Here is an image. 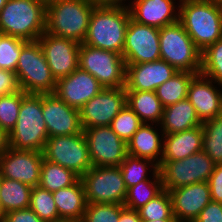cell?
<instances>
[{"mask_svg": "<svg viewBox=\"0 0 222 222\" xmlns=\"http://www.w3.org/2000/svg\"><path fill=\"white\" fill-rule=\"evenodd\" d=\"M43 152L9 147L0 156V176L30 187L39 185Z\"/></svg>", "mask_w": 222, "mask_h": 222, "instance_id": "obj_16", "label": "cell"}, {"mask_svg": "<svg viewBox=\"0 0 222 222\" xmlns=\"http://www.w3.org/2000/svg\"><path fill=\"white\" fill-rule=\"evenodd\" d=\"M29 208H31L45 222L60 219L52 192L39 185L33 187L31 190Z\"/></svg>", "mask_w": 222, "mask_h": 222, "instance_id": "obj_35", "label": "cell"}, {"mask_svg": "<svg viewBox=\"0 0 222 222\" xmlns=\"http://www.w3.org/2000/svg\"><path fill=\"white\" fill-rule=\"evenodd\" d=\"M200 73L222 87V38L202 51Z\"/></svg>", "mask_w": 222, "mask_h": 222, "instance_id": "obj_34", "label": "cell"}, {"mask_svg": "<svg viewBox=\"0 0 222 222\" xmlns=\"http://www.w3.org/2000/svg\"><path fill=\"white\" fill-rule=\"evenodd\" d=\"M103 88L93 75L78 67L70 75L57 80L54 94L68 106L80 110Z\"/></svg>", "mask_w": 222, "mask_h": 222, "instance_id": "obj_18", "label": "cell"}, {"mask_svg": "<svg viewBox=\"0 0 222 222\" xmlns=\"http://www.w3.org/2000/svg\"><path fill=\"white\" fill-rule=\"evenodd\" d=\"M141 218L138 211L126 208H122L120 213L119 222H140Z\"/></svg>", "mask_w": 222, "mask_h": 222, "instance_id": "obj_45", "label": "cell"}, {"mask_svg": "<svg viewBox=\"0 0 222 222\" xmlns=\"http://www.w3.org/2000/svg\"><path fill=\"white\" fill-rule=\"evenodd\" d=\"M168 192L177 222H194L211 201L208 182H197Z\"/></svg>", "mask_w": 222, "mask_h": 222, "instance_id": "obj_19", "label": "cell"}, {"mask_svg": "<svg viewBox=\"0 0 222 222\" xmlns=\"http://www.w3.org/2000/svg\"><path fill=\"white\" fill-rule=\"evenodd\" d=\"M3 220V211H2V206L0 202V222Z\"/></svg>", "mask_w": 222, "mask_h": 222, "instance_id": "obj_51", "label": "cell"}, {"mask_svg": "<svg viewBox=\"0 0 222 222\" xmlns=\"http://www.w3.org/2000/svg\"><path fill=\"white\" fill-rule=\"evenodd\" d=\"M94 6L127 7L130 0H88Z\"/></svg>", "mask_w": 222, "mask_h": 222, "instance_id": "obj_46", "label": "cell"}, {"mask_svg": "<svg viewBox=\"0 0 222 222\" xmlns=\"http://www.w3.org/2000/svg\"><path fill=\"white\" fill-rule=\"evenodd\" d=\"M95 7L88 0H49L45 32L83 43Z\"/></svg>", "mask_w": 222, "mask_h": 222, "instance_id": "obj_4", "label": "cell"}, {"mask_svg": "<svg viewBox=\"0 0 222 222\" xmlns=\"http://www.w3.org/2000/svg\"><path fill=\"white\" fill-rule=\"evenodd\" d=\"M48 138L42 114V94H27L22 91L18 119L9 132V147L43 152Z\"/></svg>", "mask_w": 222, "mask_h": 222, "instance_id": "obj_5", "label": "cell"}, {"mask_svg": "<svg viewBox=\"0 0 222 222\" xmlns=\"http://www.w3.org/2000/svg\"><path fill=\"white\" fill-rule=\"evenodd\" d=\"M159 43L162 60L177 71L200 74L202 51L194 44L179 21L159 29Z\"/></svg>", "mask_w": 222, "mask_h": 222, "instance_id": "obj_7", "label": "cell"}, {"mask_svg": "<svg viewBox=\"0 0 222 222\" xmlns=\"http://www.w3.org/2000/svg\"><path fill=\"white\" fill-rule=\"evenodd\" d=\"M8 0H0V11L2 10V8L5 6V4L7 3Z\"/></svg>", "mask_w": 222, "mask_h": 222, "instance_id": "obj_50", "label": "cell"}, {"mask_svg": "<svg viewBox=\"0 0 222 222\" xmlns=\"http://www.w3.org/2000/svg\"><path fill=\"white\" fill-rule=\"evenodd\" d=\"M46 3L44 0H8L0 11V30L25 41H37L46 30Z\"/></svg>", "mask_w": 222, "mask_h": 222, "instance_id": "obj_3", "label": "cell"}, {"mask_svg": "<svg viewBox=\"0 0 222 222\" xmlns=\"http://www.w3.org/2000/svg\"><path fill=\"white\" fill-rule=\"evenodd\" d=\"M9 148V134L0 127V156Z\"/></svg>", "mask_w": 222, "mask_h": 222, "instance_id": "obj_47", "label": "cell"}, {"mask_svg": "<svg viewBox=\"0 0 222 222\" xmlns=\"http://www.w3.org/2000/svg\"><path fill=\"white\" fill-rule=\"evenodd\" d=\"M216 164L202 150L177 161H163L159 165L164 190H172L197 182H208Z\"/></svg>", "mask_w": 222, "mask_h": 222, "instance_id": "obj_10", "label": "cell"}, {"mask_svg": "<svg viewBox=\"0 0 222 222\" xmlns=\"http://www.w3.org/2000/svg\"><path fill=\"white\" fill-rule=\"evenodd\" d=\"M126 105V88H103L80 109L83 128L110 126Z\"/></svg>", "mask_w": 222, "mask_h": 222, "instance_id": "obj_15", "label": "cell"}, {"mask_svg": "<svg viewBox=\"0 0 222 222\" xmlns=\"http://www.w3.org/2000/svg\"><path fill=\"white\" fill-rule=\"evenodd\" d=\"M126 104L143 123L160 124L164 107L155 92L126 90Z\"/></svg>", "mask_w": 222, "mask_h": 222, "instance_id": "obj_27", "label": "cell"}, {"mask_svg": "<svg viewBox=\"0 0 222 222\" xmlns=\"http://www.w3.org/2000/svg\"><path fill=\"white\" fill-rule=\"evenodd\" d=\"M140 222H177L176 219H162V220H145V219H141Z\"/></svg>", "mask_w": 222, "mask_h": 222, "instance_id": "obj_48", "label": "cell"}, {"mask_svg": "<svg viewBox=\"0 0 222 222\" xmlns=\"http://www.w3.org/2000/svg\"><path fill=\"white\" fill-rule=\"evenodd\" d=\"M187 99L202 123L222 115V87L201 73L191 79Z\"/></svg>", "mask_w": 222, "mask_h": 222, "instance_id": "obj_20", "label": "cell"}, {"mask_svg": "<svg viewBox=\"0 0 222 222\" xmlns=\"http://www.w3.org/2000/svg\"><path fill=\"white\" fill-rule=\"evenodd\" d=\"M202 128V150L216 165H222V115L203 122Z\"/></svg>", "mask_w": 222, "mask_h": 222, "instance_id": "obj_33", "label": "cell"}, {"mask_svg": "<svg viewBox=\"0 0 222 222\" xmlns=\"http://www.w3.org/2000/svg\"><path fill=\"white\" fill-rule=\"evenodd\" d=\"M22 102V90L0 96V127L8 134L15 127Z\"/></svg>", "mask_w": 222, "mask_h": 222, "instance_id": "obj_38", "label": "cell"}, {"mask_svg": "<svg viewBox=\"0 0 222 222\" xmlns=\"http://www.w3.org/2000/svg\"><path fill=\"white\" fill-rule=\"evenodd\" d=\"M20 89L27 94H54L56 80L40 43L28 41L22 48L15 70Z\"/></svg>", "mask_w": 222, "mask_h": 222, "instance_id": "obj_6", "label": "cell"}, {"mask_svg": "<svg viewBox=\"0 0 222 222\" xmlns=\"http://www.w3.org/2000/svg\"><path fill=\"white\" fill-rule=\"evenodd\" d=\"M176 72L165 60L126 64V90L153 91Z\"/></svg>", "mask_w": 222, "mask_h": 222, "instance_id": "obj_22", "label": "cell"}, {"mask_svg": "<svg viewBox=\"0 0 222 222\" xmlns=\"http://www.w3.org/2000/svg\"><path fill=\"white\" fill-rule=\"evenodd\" d=\"M194 222H222V203L211 200Z\"/></svg>", "mask_w": 222, "mask_h": 222, "instance_id": "obj_43", "label": "cell"}, {"mask_svg": "<svg viewBox=\"0 0 222 222\" xmlns=\"http://www.w3.org/2000/svg\"><path fill=\"white\" fill-rule=\"evenodd\" d=\"M159 125L164 134H173L201 126L202 122L194 106L186 98L165 107Z\"/></svg>", "mask_w": 222, "mask_h": 222, "instance_id": "obj_25", "label": "cell"}, {"mask_svg": "<svg viewBox=\"0 0 222 222\" xmlns=\"http://www.w3.org/2000/svg\"><path fill=\"white\" fill-rule=\"evenodd\" d=\"M51 222H82V221L70 220V219H58V220L51 221Z\"/></svg>", "mask_w": 222, "mask_h": 222, "instance_id": "obj_49", "label": "cell"}, {"mask_svg": "<svg viewBox=\"0 0 222 222\" xmlns=\"http://www.w3.org/2000/svg\"><path fill=\"white\" fill-rule=\"evenodd\" d=\"M122 57L126 64L160 60L159 29L137 23L130 18Z\"/></svg>", "mask_w": 222, "mask_h": 222, "instance_id": "obj_13", "label": "cell"}, {"mask_svg": "<svg viewBox=\"0 0 222 222\" xmlns=\"http://www.w3.org/2000/svg\"><path fill=\"white\" fill-rule=\"evenodd\" d=\"M32 187L0 176V202L4 214L29 208Z\"/></svg>", "mask_w": 222, "mask_h": 222, "instance_id": "obj_28", "label": "cell"}, {"mask_svg": "<svg viewBox=\"0 0 222 222\" xmlns=\"http://www.w3.org/2000/svg\"><path fill=\"white\" fill-rule=\"evenodd\" d=\"M124 205L110 203H87L82 222H119Z\"/></svg>", "mask_w": 222, "mask_h": 222, "instance_id": "obj_40", "label": "cell"}, {"mask_svg": "<svg viewBox=\"0 0 222 222\" xmlns=\"http://www.w3.org/2000/svg\"><path fill=\"white\" fill-rule=\"evenodd\" d=\"M87 203H125L127 188L119 166H92L80 177Z\"/></svg>", "mask_w": 222, "mask_h": 222, "instance_id": "obj_9", "label": "cell"}, {"mask_svg": "<svg viewBox=\"0 0 222 222\" xmlns=\"http://www.w3.org/2000/svg\"><path fill=\"white\" fill-rule=\"evenodd\" d=\"M142 124L138 115L126 104L112 120L110 127L127 143Z\"/></svg>", "mask_w": 222, "mask_h": 222, "instance_id": "obj_37", "label": "cell"}, {"mask_svg": "<svg viewBox=\"0 0 222 222\" xmlns=\"http://www.w3.org/2000/svg\"><path fill=\"white\" fill-rule=\"evenodd\" d=\"M195 75L187 71H178L156 88L155 93L164 108L187 98L191 79Z\"/></svg>", "mask_w": 222, "mask_h": 222, "instance_id": "obj_29", "label": "cell"}, {"mask_svg": "<svg viewBox=\"0 0 222 222\" xmlns=\"http://www.w3.org/2000/svg\"><path fill=\"white\" fill-rule=\"evenodd\" d=\"M130 18L128 7L96 6L83 44L122 55Z\"/></svg>", "mask_w": 222, "mask_h": 222, "instance_id": "obj_2", "label": "cell"}, {"mask_svg": "<svg viewBox=\"0 0 222 222\" xmlns=\"http://www.w3.org/2000/svg\"><path fill=\"white\" fill-rule=\"evenodd\" d=\"M38 42L56 81L70 75L79 67L80 43L76 40L44 32Z\"/></svg>", "mask_w": 222, "mask_h": 222, "instance_id": "obj_14", "label": "cell"}, {"mask_svg": "<svg viewBox=\"0 0 222 222\" xmlns=\"http://www.w3.org/2000/svg\"><path fill=\"white\" fill-rule=\"evenodd\" d=\"M119 167L127 189L151 179L159 171V166L155 162L131 155H127Z\"/></svg>", "mask_w": 222, "mask_h": 222, "instance_id": "obj_32", "label": "cell"}, {"mask_svg": "<svg viewBox=\"0 0 222 222\" xmlns=\"http://www.w3.org/2000/svg\"><path fill=\"white\" fill-rule=\"evenodd\" d=\"M211 200L222 203V165H216L208 181Z\"/></svg>", "mask_w": 222, "mask_h": 222, "instance_id": "obj_44", "label": "cell"}, {"mask_svg": "<svg viewBox=\"0 0 222 222\" xmlns=\"http://www.w3.org/2000/svg\"><path fill=\"white\" fill-rule=\"evenodd\" d=\"M80 177L73 171L43 158L39 186L50 192L75 184Z\"/></svg>", "mask_w": 222, "mask_h": 222, "instance_id": "obj_30", "label": "cell"}, {"mask_svg": "<svg viewBox=\"0 0 222 222\" xmlns=\"http://www.w3.org/2000/svg\"><path fill=\"white\" fill-rule=\"evenodd\" d=\"M164 132L159 124L143 123L127 142L128 155L149 159L158 166L163 153Z\"/></svg>", "mask_w": 222, "mask_h": 222, "instance_id": "obj_23", "label": "cell"}, {"mask_svg": "<svg viewBox=\"0 0 222 222\" xmlns=\"http://www.w3.org/2000/svg\"><path fill=\"white\" fill-rule=\"evenodd\" d=\"M1 222H45L31 208L13 210L4 214Z\"/></svg>", "mask_w": 222, "mask_h": 222, "instance_id": "obj_42", "label": "cell"}, {"mask_svg": "<svg viewBox=\"0 0 222 222\" xmlns=\"http://www.w3.org/2000/svg\"><path fill=\"white\" fill-rule=\"evenodd\" d=\"M21 91L17 75L14 71L0 69V96Z\"/></svg>", "mask_w": 222, "mask_h": 222, "instance_id": "obj_41", "label": "cell"}, {"mask_svg": "<svg viewBox=\"0 0 222 222\" xmlns=\"http://www.w3.org/2000/svg\"><path fill=\"white\" fill-rule=\"evenodd\" d=\"M163 190L161 175L158 171L151 179L141 181L127 189L124 206L137 211Z\"/></svg>", "mask_w": 222, "mask_h": 222, "instance_id": "obj_31", "label": "cell"}, {"mask_svg": "<svg viewBox=\"0 0 222 222\" xmlns=\"http://www.w3.org/2000/svg\"><path fill=\"white\" fill-rule=\"evenodd\" d=\"M27 42L23 39L3 34L0 38V69L15 72L21 48Z\"/></svg>", "mask_w": 222, "mask_h": 222, "instance_id": "obj_39", "label": "cell"}, {"mask_svg": "<svg viewBox=\"0 0 222 222\" xmlns=\"http://www.w3.org/2000/svg\"><path fill=\"white\" fill-rule=\"evenodd\" d=\"M203 128L197 126L182 132L164 134L163 161H177L202 151Z\"/></svg>", "mask_w": 222, "mask_h": 222, "instance_id": "obj_24", "label": "cell"}, {"mask_svg": "<svg viewBox=\"0 0 222 222\" xmlns=\"http://www.w3.org/2000/svg\"><path fill=\"white\" fill-rule=\"evenodd\" d=\"M43 157L73 171L79 177L92 167L88 144L83 132L49 137L46 140Z\"/></svg>", "mask_w": 222, "mask_h": 222, "instance_id": "obj_11", "label": "cell"}, {"mask_svg": "<svg viewBox=\"0 0 222 222\" xmlns=\"http://www.w3.org/2000/svg\"><path fill=\"white\" fill-rule=\"evenodd\" d=\"M179 22L201 51L222 38V7L215 0H181Z\"/></svg>", "mask_w": 222, "mask_h": 222, "instance_id": "obj_1", "label": "cell"}, {"mask_svg": "<svg viewBox=\"0 0 222 222\" xmlns=\"http://www.w3.org/2000/svg\"><path fill=\"white\" fill-rule=\"evenodd\" d=\"M92 166H119L126 156L127 143L110 126L83 128Z\"/></svg>", "mask_w": 222, "mask_h": 222, "instance_id": "obj_12", "label": "cell"}, {"mask_svg": "<svg viewBox=\"0 0 222 222\" xmlns=\"http://www.w3.org/2000/svg\"><path fill=\"white\" fill-rule=\"evenodd\" d=\"M181 0H130L131 19L161 29L179 21Z\"/></svg>", "mask_w": 222, "mask_h": 222, "instance_id": "obj_21", "label": "cell"}, {"mask_svg": "<svg viewBox=\"0 0 222 222\" xmlns=\"http://www.w3.org/2000/svg\"><path fill=\"white\" fill-rule=\"evenodd\" d=\"M4 33L0 30V38H1V36L3 35Z\"/></svg>", "mask_w": 222, "mask_h": 222, "instance_id": "obj_53", "label": "cell"}, {"mask_svg": "<svg viewBox=\"0 0 222 222\" xmlns=\"http://www.w3.org/2000/svg\"><path fill=\"white\" fill-rule=\"evenodd\" d=\"M60 219L81 221L87 206L81 179L70 187L52 192Z\"/></svg>", "mask_w": 222, "mask_h": 222, "instance_id": "obj_26", "label": "cell"}, {"mask_svg": "<svg viewBox=\"0 0 222 222\" xmlns=\"http://www.w3.org/2000/svg\"><path fill=\"white\" fill-rule=\"evenodd\" d=\"M42 114L48 137L83 132L80 110L68 106L55 94H42Z\"/></svg>", "mask_w": 222, "mask_h": 222, "instance_id": "obj_17", "label": "cell"}, {"mask_svg": "<svg viewBox=\"0 0 222 222\" xmlns=\"http://www.w3.org/2000/svg\"><path fill=\"white\" fill-rule=\"evenodd\" d=\"M79 67L93 75L104 88L125 87L126 63L121 54L80 43Z\"/></svg>", "mask_w": 222, "mask_h": 222, "instance_id": "obj_8", "label": "cell"}, {"mask_svg": "<svg viewBox=\"0 0 222 222\" xmlns=\"http://www.w3.org/2000/svg\"><path fill=\"white\" fill-rule=\"evenodd\" d=\"M222 7V0H215Z\"/></svg>", "mask_w": 222, "mask_h": 222, "instance_id": "obj_52", "label": "cell"}, {"mask_svg": "<svg viewBox=\"0 0 222 222\" xmlns=\"http://www.w3.org/2000/svg\"><path fill=\"white\" fill-rule=\"evenodd\" d=\"M137 211L140 218L145 220L176 219L172 212L171 197L167 190H163Z\"/></svg>", "mask_w": 222, "mask_h": 222, "instance_id": "obj_36", "label": "cell"}]
</instances>
